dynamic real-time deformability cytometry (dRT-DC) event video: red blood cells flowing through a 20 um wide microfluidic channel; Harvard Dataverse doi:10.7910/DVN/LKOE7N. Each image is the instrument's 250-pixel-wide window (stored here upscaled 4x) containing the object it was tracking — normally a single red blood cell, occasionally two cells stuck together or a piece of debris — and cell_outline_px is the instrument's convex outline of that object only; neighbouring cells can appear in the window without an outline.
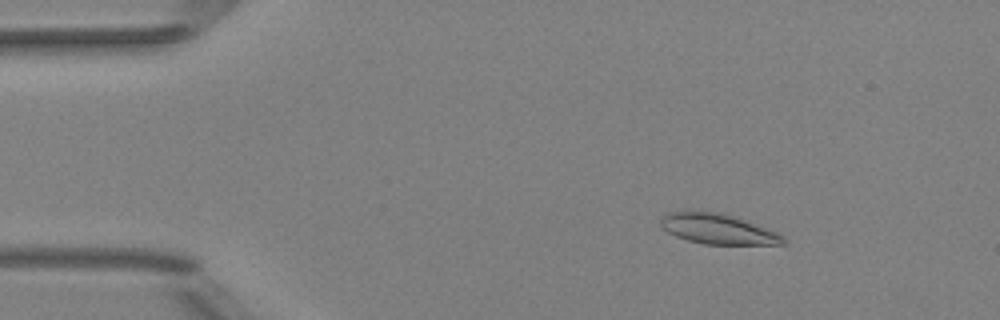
{"species": "Egyptian fruit bat (a non-hibernating species)", "species_latin": "Rousettus aegyptiacus", "temperature_condition": "room temperature", "stored_images_in_passage": 51, "camera_frame_rate_fps": 3000, "um_per_image_px": 0.085, "animal": {"sex": "female"}, "frame": {"image": 1, "passage_image": 7, "time_ms": 2.0, "image_size_px": [1000, 320], "cell_outline_px": [[788, 244], [704, 244], [688, 240], [676, 236], [668, 232], [660, 224], [660, 220], [668, 212], [684, 208], [692, 208], [724, 212], [744, 220], [772, 232], [788, 240]], "centroid_in_image_um": [60.9, 19.4], "position_along_channel_um": 24.1, "area_um2": 21.85}}
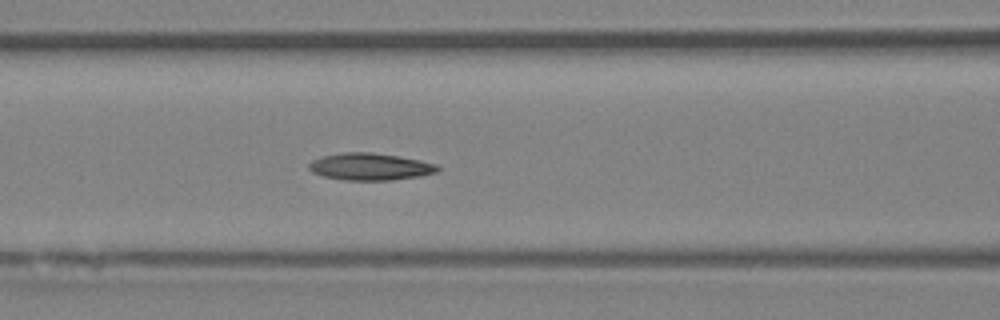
{"frame": {"image": 2, "passage_image": 21, "time_ms": 6.667, "image_size_px": [1000, 320], "cell_outline_px": [[440, 168], [436, 172], [420, 176], [392, 180], [344, 180], [324, 176], [312, 172], [308, 168], [308, 164], [312, 160], [320, 156], [344, 152], [372, 152], [420, 160], [436, 164]], "centroid_in_image_um": [31.43, 14.16], "position_along_channel_um": 135.2, "area_um2": 20.29}}
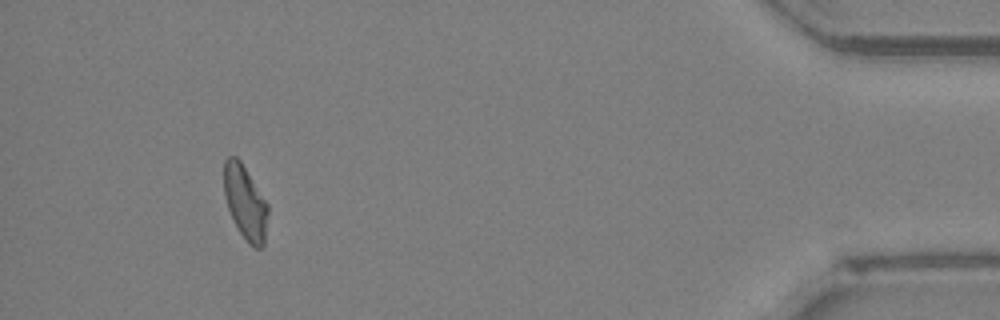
{"frame": {"image": 3, "passage_image": 47, "time_ms": 15.333, "image_size_px": [1000, 320], "cell_outline_px": [[268, 212], [264, 244], [260, 248], [256, 248], [248, 244], [240, 232], [228, 208], [224, 196], [224, 160], [228, 156], [236, 156], [240, 160], [268, 204]], "centroid_in_image_um": [20.84, 17.2], "position_along_channel_um": 414.4, "area_um2": 18.79}, "authors_computed_cell_mechanics": {"area_um2": 19.7098, "velocity_mm_per_s": 3.9961, "shape_relaxation_time_tau1_ms": null, "shape_relaxation_time_tau2_ms": 3.986, "deformation_change_tau1": null, "deformation_change_tau2": 0.1059}}